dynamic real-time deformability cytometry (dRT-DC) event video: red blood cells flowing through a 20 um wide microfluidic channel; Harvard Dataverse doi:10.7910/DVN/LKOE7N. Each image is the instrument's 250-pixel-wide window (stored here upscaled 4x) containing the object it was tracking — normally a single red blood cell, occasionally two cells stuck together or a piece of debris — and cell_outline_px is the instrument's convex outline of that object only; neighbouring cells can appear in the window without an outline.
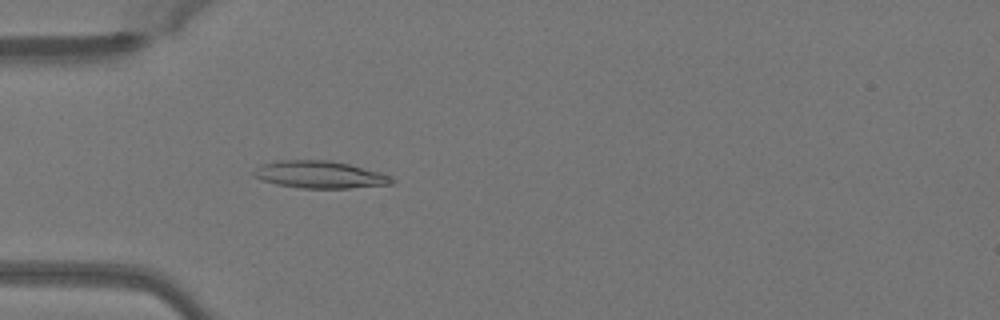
{"species": "Egyptian fruit bat (a non-hibernating species)", "species_latin": "Rousettus aegyptiacus", "temperature_condition": "warm", "stored_images_in_passage": 39, "camera_frame_rate_fps": 3000, "um_per_image_px": 0.085, "animal": {"sex": "female"}, "frame": {"image": 1, "passage_image": 4, "time_ms": 1.0, "image_size_px": [1000, 320], "cell_outline_px": [[396, 184], [348, 188], [300, 188], [276, 184], [252, 176], [252, 172], [260, 164], [280, 160], [328, 160], [348, 164], [380, 172], [392, 176], [396, 180]], "centroid_in_image_um": [27.21, 14.84], "position_along_channel_um": 57.8, "area_um2": 22.08}}
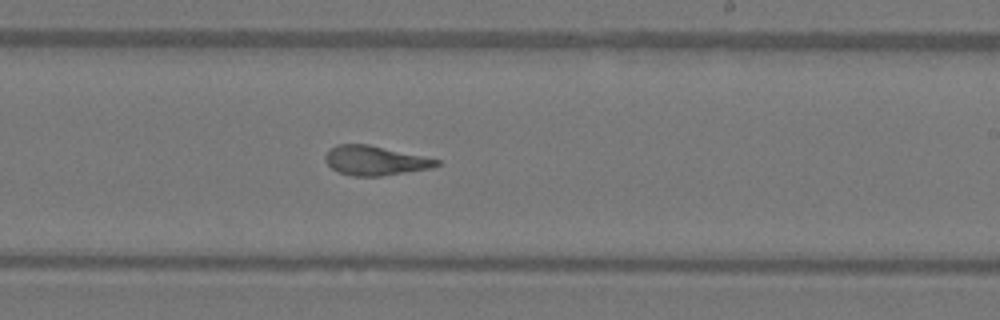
{"frame": {"image": 2, "passage_image": 19, "time_ms": 6.0, "image_size_px": [1000, 320], "cell_outline_px": [[440, 164], [432, 168], [380, 176], [352, 176], [340, 172], [332, 168], [324, 160], [324, 156], [336, 144], [368, 144], [440, 160]], "centroid_in_image_um": [31.87, 13.65], "position_along_channel_um": 257.1, "area_um2": 18.84}}
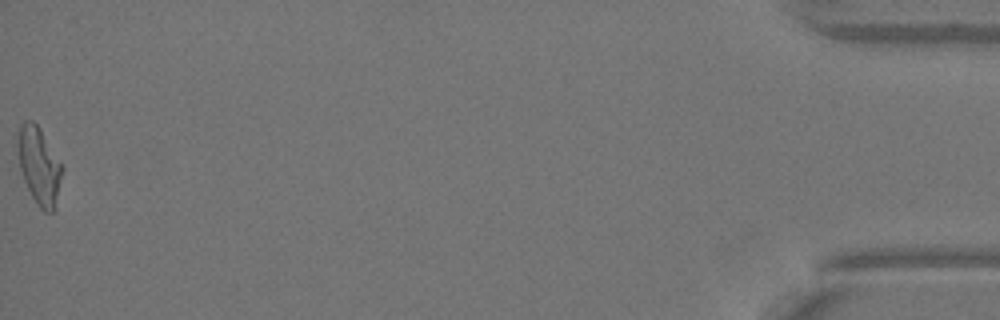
{"frame": {"image": 3, "passage_image": 39, "time_ms": 12.667, "image_size_px": [1000, 320], "cell_outline_px": [[64, 168], [56, 208], [52, 212], [44, 212], [40, 208], [32, 196], [24, 180], [20, 168], [16, 144], [16, 140], [20, 124], [24, 120], [32, 120], [40, 128]], "centroid_in_image_um": [3.33, 14.08], "position_along_channel_um": 431.9, "area_um2": 20.23}, "authors_computed_cell_mechanics": {"area_um2": 19.3052, "velocity_mm_per_s": 4.0958, "shape_relaxation_time_tau1_ms": null, "shape_relaxation_time_tau2_ms": 1.7567, "deformation_change_tau1": null, "deformation_change_tau2": 0.0905}}